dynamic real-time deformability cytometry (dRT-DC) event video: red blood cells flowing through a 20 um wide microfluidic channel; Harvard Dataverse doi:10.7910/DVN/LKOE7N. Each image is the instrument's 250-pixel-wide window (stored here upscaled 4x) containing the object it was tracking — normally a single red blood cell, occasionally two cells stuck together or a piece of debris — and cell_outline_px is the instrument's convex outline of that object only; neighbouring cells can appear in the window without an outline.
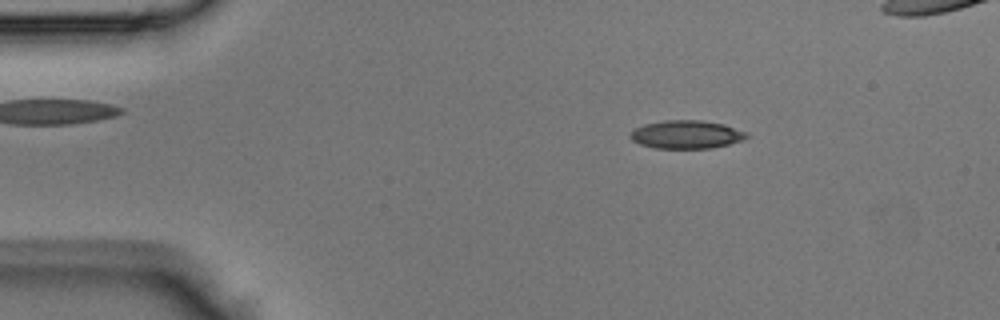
{"species": "Egyptian fruit bat (a non-hibernating species)", "species_latin": "Rousettus aegyptiacus", "temperature_condition": "room temperature", "stored_images_in_passage": 43, "camera_frame_rate_fps": 3000, "um_per_image_px": 0.085, "animal": {"sex": "male"}, "frame": {"image": 1, "passage_image": 7, "time_ms": 2.0, "image_size_px": [1000, 320], "cell_outline_px": [[748, 136], [744, 140], [712, 148], [652, 148], [640, 144], [632, 140], [628, 136], [636, 128], [644, 124], [664, 120], [700, 120], [724, 124], [748, 132]], "centroid_in_image_um": [58.35, 11.43], "position_along_channel_um": 26.6, "area_um2": 19.19}}
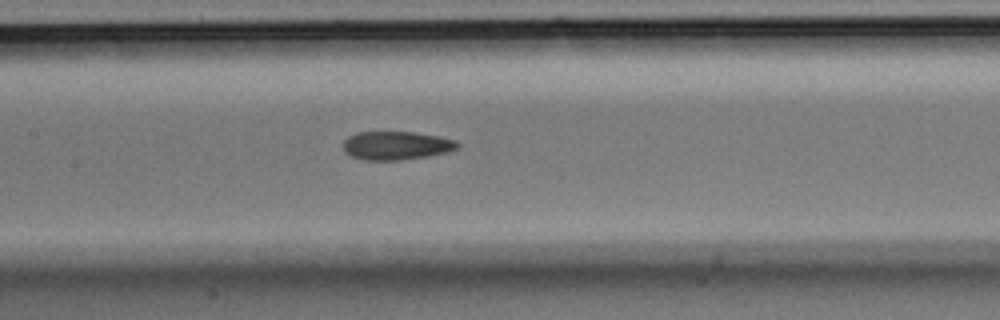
{"frame": {"image": 2, "passage_image": 20, "time_ms": 6.333, "image_size_px": [1000, 320], "cell_outline_px": [[460, 148], [448, 152], [428, 156], [400, 160], [364, 160], [352, 156], [344, 152], [344, 140], [348, 136], [356, 132], [416, 132], [440, 136], [456, 140], [460, 144]], "centroid_in_image_um": [33.72, 12.36], "position_along_channel_um": 173.7, "area_um2": 19.19}}
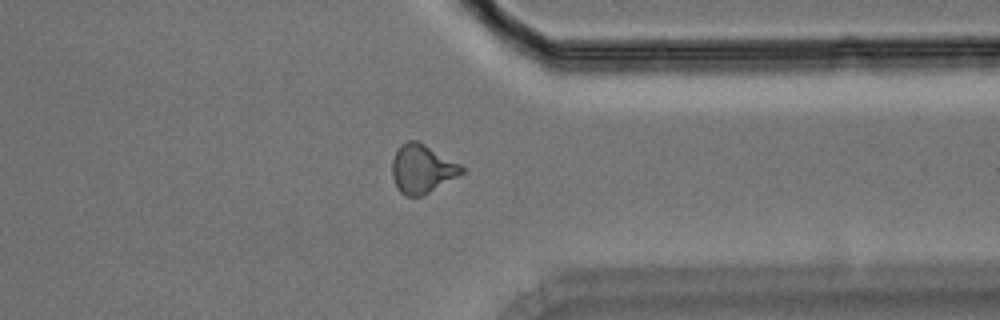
{"frame": {"image": 3, "passage_image": 33, "time_ms": 10.667, "image_size_px": [1000, 320], "cell_outline_px": [[468, 168], [464, 172], [424, 196], [404, 196], [396, 188], [392, 176], [392, 160], [400, 144], [408, 140], [416, 140], [424, 144]], "centroid_in_image_um": [35.88, 14.37], "position_along_channel_um": 375.5, "area_um2": 19.88}}